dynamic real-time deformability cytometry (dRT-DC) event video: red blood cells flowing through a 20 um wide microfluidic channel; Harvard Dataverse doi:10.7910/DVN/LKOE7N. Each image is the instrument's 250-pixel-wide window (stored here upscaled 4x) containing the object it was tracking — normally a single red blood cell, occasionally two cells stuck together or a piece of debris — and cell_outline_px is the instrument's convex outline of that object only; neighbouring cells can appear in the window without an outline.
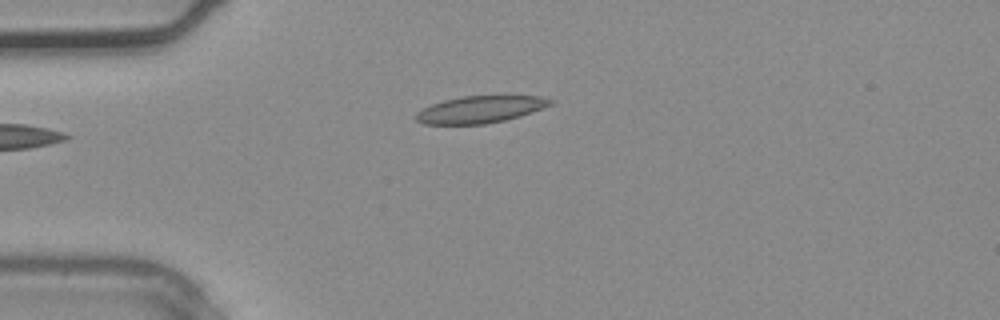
{"species": "common noctule bat (a hibernating species)", "species_latin": "Nyctalus noctula", "temperature_condition": "warm", "stored_images_in_passage": 2, "camera_frame_rate_fps": 3000, "um_per_image_px": 0.085, "animal": {"sex": "male", "body_mass_g": 20.4}, "frame": {"image": 1, "passage_image": 2, "time_ms": 0.333, "image_size_px": [1000, 320], "cell_outline_px": [[556, 100], [552, 104], [532, 112], [520, 116], [504, 120], [484, 124], [424, 124], [416, 120], [416, 112], [432, 104], [444, 100], [460, 96], [540, 96]], "centroid_in_image_um": [40.83, 9.3], "position_along_channel_um": 44.2, "area_um2": 21.04}}